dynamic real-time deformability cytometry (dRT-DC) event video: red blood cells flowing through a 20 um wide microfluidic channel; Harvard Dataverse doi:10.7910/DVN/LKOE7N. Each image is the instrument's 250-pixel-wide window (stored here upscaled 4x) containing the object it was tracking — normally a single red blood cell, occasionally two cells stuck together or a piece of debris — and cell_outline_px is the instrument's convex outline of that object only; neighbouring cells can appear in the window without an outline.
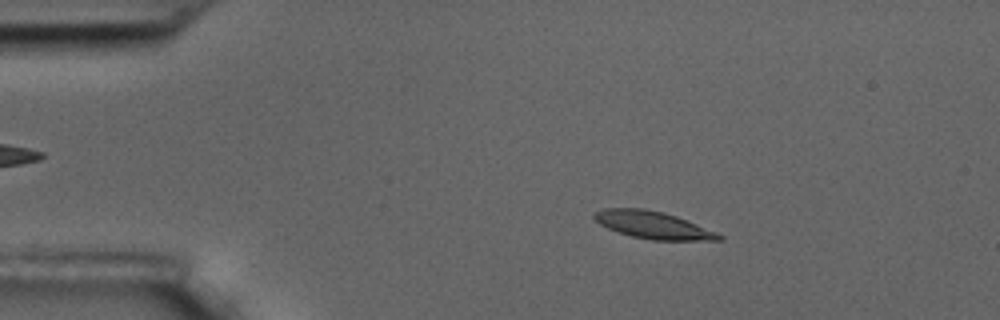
{"species": "common noctule bat (a hibernating species)", "species_latin": "Nyctalus noctula", "temperature_condition": "room temperature", "stored_images_in_passage": 59, "camera_frame_rate_fps": 3000, "um_per_image_px": 0.085, "animal": {"sex": "male", "body_mass_g": 17.5, "forearm_length_mm": 52.3}, "frame": {"image": 1, "passage_image": 10, "time_ms": 3.0, "image_size_px": [1000, 320], "cell_outline_px": [[724, 240], [652, 240], [632, 236], [608, 228], [600, 224], [592, 216], [596, 212], [604, 208], [644, 208], [664, 212], [676, 216], [716, 232], [724, 236]], "centroid_in_image_um": [55.51, 19.12], "position_along_channel_um": 29.5, "area_um2": 19.65}}
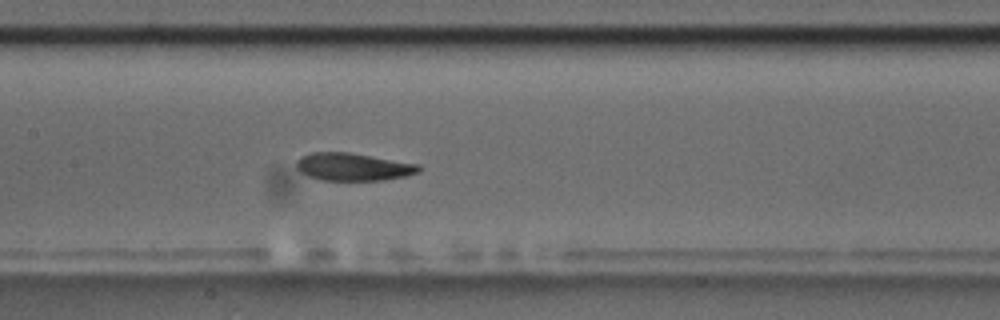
{"frame": {"image": 2, "passage_image": 28, "time_ms": 9.0, "image_size_px": [1000, 320], "cell_outline_px": [[424, 168], [420, 172], [408, 176], [384, 180], [320, 180], [308, 176], [300, 172], [296, 168], [296, 160], [300, 156], [312, 152], [348, 152], [420, 164]], "centroid_in_image_um": [30.04, 14.18], "position_along_channel_um": 177.4, "area_um2": 20.06}}
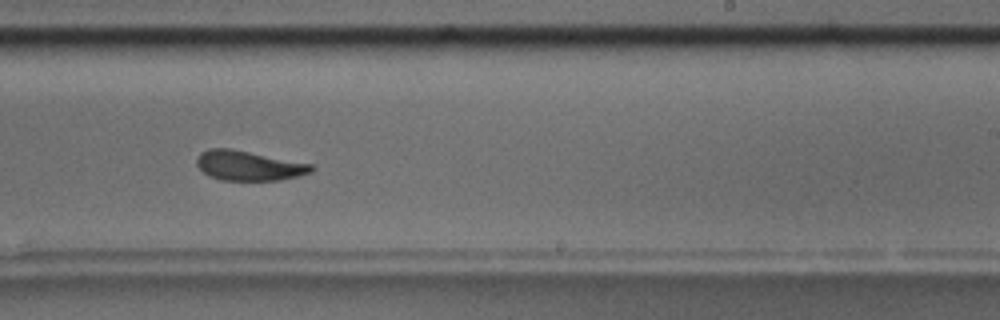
{"frame": {"image": 3, "passage_image": 36, "time_ms": 11.667, "image_size_px": [1000, 320], "cell_outline_px": [[316, 168], [312, 172], [296, 176], [276, 180], [220, 180], [204, 172], [196, 164], [196, 160], [200, 152], [208, 148], [232, 148], [312, 164]], "centroid_in_image_um": [21.13, 14.06], "position_along_channel_um": 267.9, "area_um2": 19.83}, "authors_computed_cell_mechanics": {"area_um2": 20.0566, "velocity_mm_per_s": 3.4037, "shape_relaxation_time_tau1_ms": 5.5904, "shape_relaxation_time_tau2_ms": 2.5499, "deformation_change_tau1": 0.1821, "deformation_change_tau2": 0.0908}}